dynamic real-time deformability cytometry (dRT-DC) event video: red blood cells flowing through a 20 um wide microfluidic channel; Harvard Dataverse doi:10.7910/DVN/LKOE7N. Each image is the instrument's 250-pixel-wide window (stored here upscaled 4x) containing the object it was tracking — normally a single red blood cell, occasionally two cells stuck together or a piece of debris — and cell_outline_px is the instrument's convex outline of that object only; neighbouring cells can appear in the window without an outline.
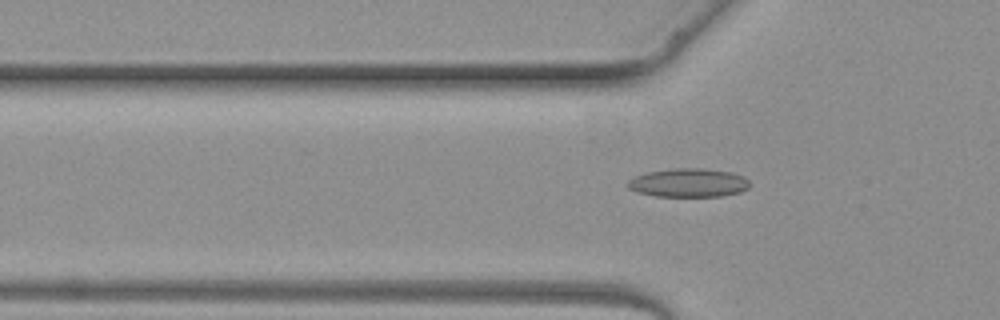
{"species": "common noctule bat (a hibernating species)", "species_latin": "Nyctalus noctula", "temperature_condition": "warm", "stored_images_in_passage": 5, "camera_frame_rate_fps": 3000, "um_per_image_px": 0.085, "animal": {"sex": "female", "body_mass_g": 19.3, "forearm_length_mm": 54.1}, "frame": {"image": 1, "passage_image": 5, "time_ms": 5.0, "image_size_px": [1000, 320], "cell_outline_px": [[748, 188], [740, 192], [720, 196], [656, 196], [636, 192], [628, 188], [628, 180], [636, 176], [648, 172], [672, 168], [700, 168], [732, 172], [744, 176], [748, 180]], "centroid_in_image_um": [58.52, 15.53], "position_along_channel_um": 67.3, "area_um2": 20.29}}